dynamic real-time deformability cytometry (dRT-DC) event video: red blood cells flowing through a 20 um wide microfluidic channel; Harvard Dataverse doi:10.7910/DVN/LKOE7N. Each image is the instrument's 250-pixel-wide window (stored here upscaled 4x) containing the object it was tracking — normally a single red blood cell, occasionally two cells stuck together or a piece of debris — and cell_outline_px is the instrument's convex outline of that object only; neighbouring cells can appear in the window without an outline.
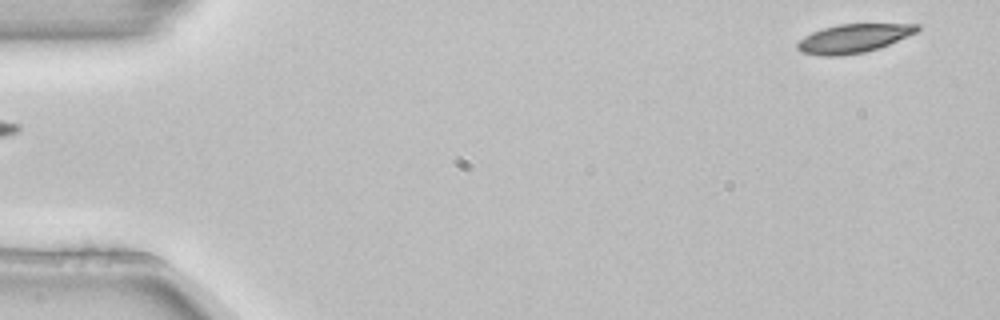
{"species": "common noctule bat (a hibernating species)", "species_latin": "Nyctalus noctula", "temperature_condition": "room temperature", "stored_images_in_passage": 3, "segment_of_instrument_passage": [2, 2], "camera_frame_rate_fps": 3000, "um_per_image_px": 0.085, "animal": {"sex": "female", "body_mass_g": 22.7, "forearm_length_mm": 54.2}, "frame": {"image": 1, "passage_image": 3, "time_ms": 0.667, "image_size_px": [1000, 320], "cell_outline_px": [[920, 28], [916, 32], [888, 44], [864, 52], [840, 56], [824, 56], [800, 52], [796, 48], [796, 44], [804, 36], [812, 32], [824, 28], [840, 24], [920, 24]], "centroid_in_image_um": [72.5, 3.26], "position_along_channel_um": 12.5, "area_um2": 19.77}}